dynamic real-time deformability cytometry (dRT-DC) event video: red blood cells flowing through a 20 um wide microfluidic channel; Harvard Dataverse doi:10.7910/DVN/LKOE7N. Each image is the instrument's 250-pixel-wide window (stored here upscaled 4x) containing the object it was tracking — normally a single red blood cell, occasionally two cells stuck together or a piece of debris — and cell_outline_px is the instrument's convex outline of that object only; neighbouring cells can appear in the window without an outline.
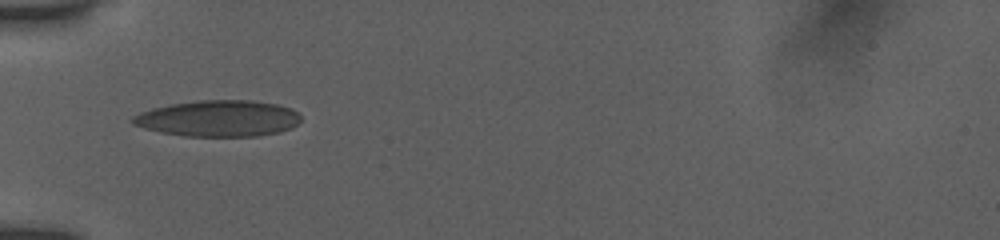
{"species": "human", "species_latin": "Homo sapiens", "temperature_condition": "room temperature", "stored_images_in_passage": 35, "camera_frame_rate_fps": 3000, "um_per_image_px": 0.085, "donor": {"sex": "female"}, "frame": {"image": 1, "passage_image": 1, "time_ms": 0.0, "image_size_px": [1000, 240], "cell_outline_px": [[300, 120], [296, 124], [288, 128], [276, 132], [256, 136], [184, 136], [160, 132], [132, 124], [132, 116], [152, 108], [172, 104], [200, 100], [244, 100], [276, 104], [288, 108], [296, 112], [300, 116]], "centroid_in_image_um": [18.51, 10.07], "position_along_channel_um": 66.5, "area_um2": 34.97}}
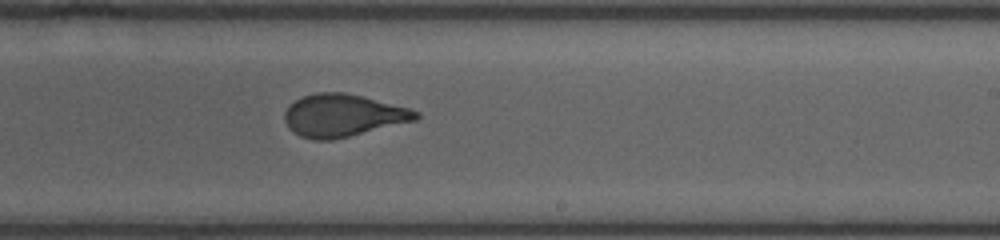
{"frame": {"image": 2, "passage_image": 16, "time_ms": 5.0, "image_size_px": [1000, 240], "cell_outline_px": [[420, 116], [416, 120], [332, 140], [312, 140], [300, 136], [292, 132], [288, 128], [284, 120], [284, 112], [296, 100], [304, 96], [316, 92], [344, 92], [408, 108], [420, 112]], "centroid_in_image_um": [29.11, 9.82], "position_along_channel_um": 259.9, "area_um2": 32.19}}
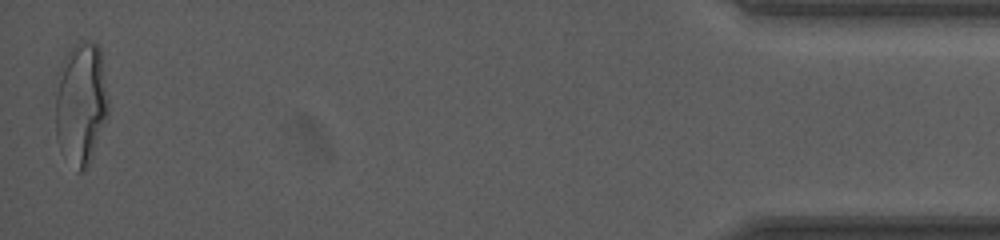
{"frame": {"image": 3, "passage_image": 35, "time_ms": 11.333, "image_size_px": [1000, 240], "cell_outline_px": [[108, 112], [88, 164], [80, 172], [76, 172], [56, 136], [56, 92], [68, 52], [76, 44], [96, 44], [100, 48], [108, 104]], "centroid_in_image_um": [6.9, 8.82], "position_along_channel_um": 428.3, "area_um2": 35.78}, "authors_computed_cell_mechanics": {"area_um2": 32.4836, "velocity_mm_per_s": 3.9233, "shape_relaxation_time_tau1_ms": 5.2816, "shape_relaxation_time_tau2_ms": 0.7555, "deformation_change_tau1": 0.1885, "deformation_change_tau2": 0.0651}}